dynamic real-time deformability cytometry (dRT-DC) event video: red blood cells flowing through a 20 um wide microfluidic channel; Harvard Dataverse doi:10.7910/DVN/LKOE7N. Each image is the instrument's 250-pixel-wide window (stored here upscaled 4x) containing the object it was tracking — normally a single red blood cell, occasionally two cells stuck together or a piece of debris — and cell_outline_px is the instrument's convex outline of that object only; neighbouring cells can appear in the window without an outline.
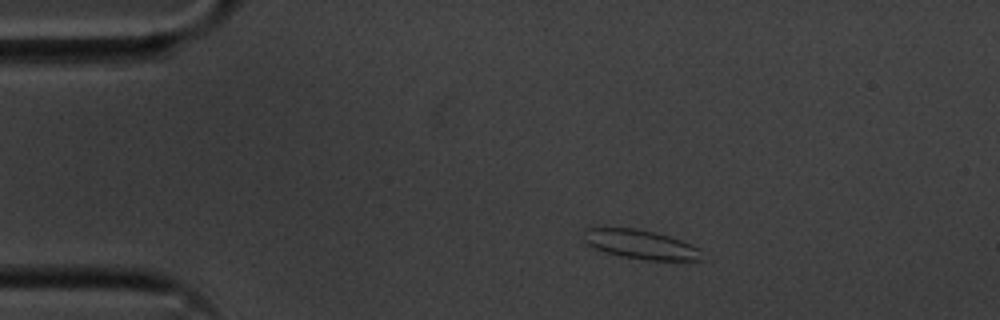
{"species": "common noctule bat (a hibernating species)", "species_latin": "Nyctalus noctula", "temperature_condition": "cold", "stored_images_in_passage": 47, "camera_frame_rate_fps": 3000, "um_per_image_px": 0.085, "animal": {"sex": "male", "body_mass_g": 20.1, "forearm_length_mm": 53.5}, "frame": {"image": 1, "passage_image": 1, "time_ms": 0.0, "image_size_px": [1000, 320], "cell_outline_px": [[704, 260], [644, 260], [604, 252], [588, 244], [584, 240], [584, 232], [588, 228], [636, 228], [668, 236], [680, 240], [700, 248]], "centroid_in_image_um": [54.49, 20.78], "position_along_channel_um": 30.5, "area_um2": 19.77}}
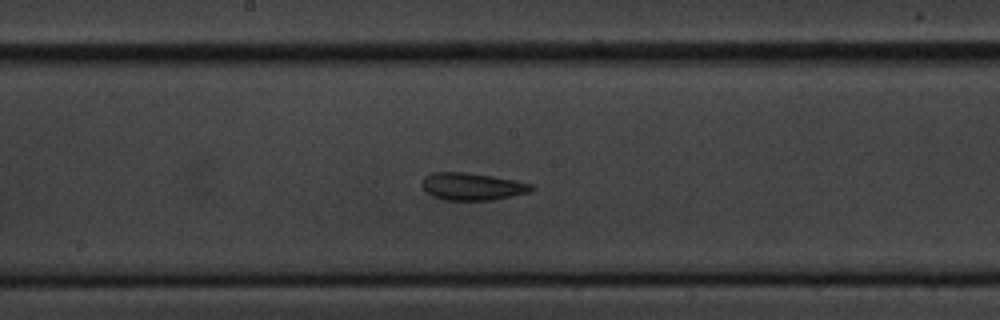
{"frame": {"image": 2, "passage_image": 20, "time_ms": 6.333, "image_size_px": [1000, 320], "cell_outline_px": [[536, 188], [528, 192], [492, 200], [444, 200], [432, 196], [424, 192], [420, 184], [424, 176], [432, 172], [464, 172], [492, 176], [516, 180], [536, 184]], "centroid_in_image_um": [40.11, 15.85], "position_along_channel_um": 208.1, "area_um2": 17.74}}
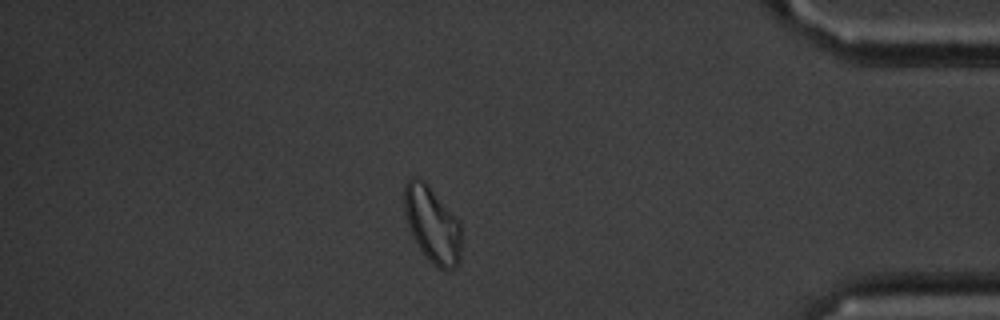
{"frame": {"image": 3, "passage_image": 39, "time_ms": 12.667, "image_size_px": [1000, 320], "cell_outline_px": [[460, 260], [452, 268], [440, 268], [428, 260], [420, 248], [408, 224], [404, 208], [404, 184], [412, 176], [416, 176], [424, 180], [428, 184], [460, 220]], "centroid_in_image_um": [36.74, 19.01], "position_along_channel_um": 398.5, "area_um2": 25.03}, "authors_computed_cell_mechanics": {"area_um2": 18.3804, "velocity_mm_per_s": 3.5649, "shape_relaxation_time_tau1_ms": null, "shape_relaxation_time_tau2_ms": 1.8789, "deformation_change_tau1": null, "deformation_change_tau2": 0.0841}}